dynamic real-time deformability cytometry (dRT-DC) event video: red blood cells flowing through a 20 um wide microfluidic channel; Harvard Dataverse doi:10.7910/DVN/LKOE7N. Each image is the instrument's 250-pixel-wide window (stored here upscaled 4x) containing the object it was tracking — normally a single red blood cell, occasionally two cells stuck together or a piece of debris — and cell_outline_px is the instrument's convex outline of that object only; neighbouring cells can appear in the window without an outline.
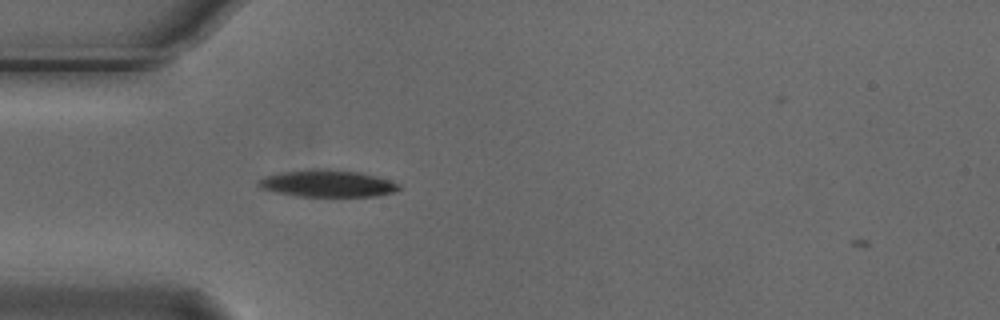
{"species": "Egyptian fruit bat (a non-hibernating species)", "species_latin": "Rousettus aegyptiacus", "temperature_condition": "cold", "stored_images_in_passage": 5, "camera_frame_rate_fps": 3000, "um_per_image_px": 0.085, "animal": {"sex": "male"}, "frame": {"image": 1, "passage_image": 5, "time_ms": 1.333, "image_size_px": [1000, 320], "cell_outline_px": [[400, 188], [396, 192], [376, 196], [296, 196], [276, 192], [260, 188], [256, 184], [256, 180], [264, 176], [280, 172], [308, 168], [328, 168], [360, 172], [376, 176], [400, 184]], "centroid_in_image_um": [27.78, 15.58], "position_along_channel_um": 57.2, "area_um2": 22.48}}